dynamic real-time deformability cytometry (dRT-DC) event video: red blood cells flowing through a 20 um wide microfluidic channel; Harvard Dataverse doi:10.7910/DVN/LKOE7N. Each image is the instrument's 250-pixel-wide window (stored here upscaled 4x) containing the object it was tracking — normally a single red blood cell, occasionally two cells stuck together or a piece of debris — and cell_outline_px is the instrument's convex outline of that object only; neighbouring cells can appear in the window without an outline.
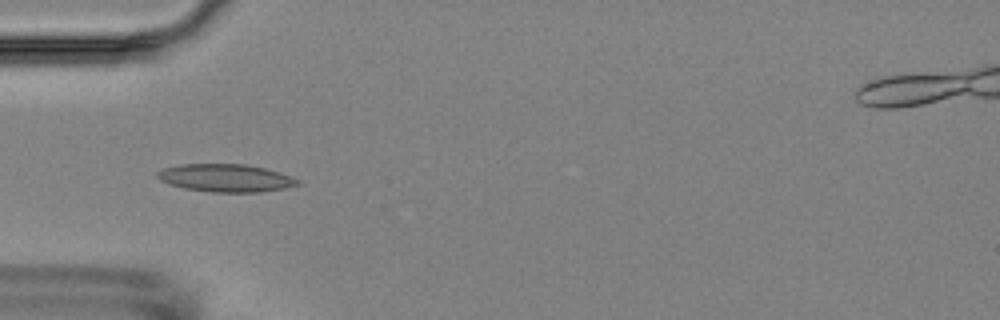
{"species": "Egyptian fruit bat (a non-hibernating species)", "species_latin": "Rousettus aegyptiacus", "temperature_condition": "room temperature", "stored_images_in_passage": 4, "camera_frame_rate_fps": 3000, "um_per_image_px": 0.085, "animal": {"sex": "female"}, "frame": {"image": 1, "passage_image": 4, "time_ms": 3.667, "image_size_px": [1000, 320], "cell_outline_px": [[300, 184], [284, 188], [260, 192], [212, 192], [184, 188], [168, 184], [160, 180], [156, 176], [156, 172], [164, 168], [180, 164], [244, 164], [264, 168], [300, 180]], "centroid_in_image_um": [19.13, 15.13], "position_along_channel_um": 65.9, "area_um2": 22.54}}